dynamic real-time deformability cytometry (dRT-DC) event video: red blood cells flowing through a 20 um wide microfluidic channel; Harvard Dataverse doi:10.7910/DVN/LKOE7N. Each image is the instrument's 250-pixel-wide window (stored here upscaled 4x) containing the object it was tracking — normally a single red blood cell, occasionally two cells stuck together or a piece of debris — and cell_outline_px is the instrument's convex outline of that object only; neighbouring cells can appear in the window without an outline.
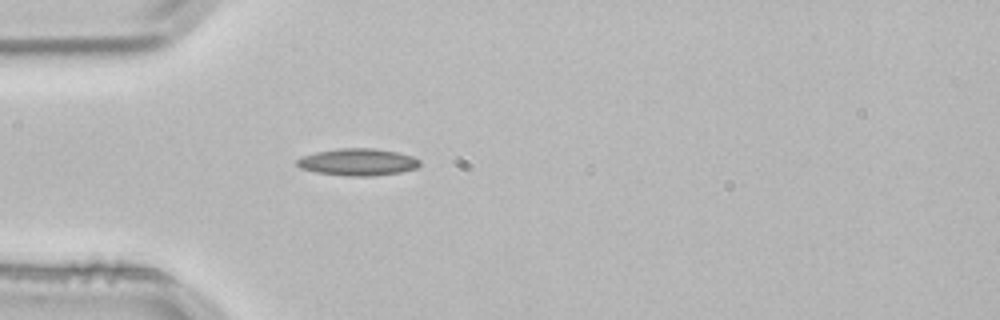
{"species": "common noctule bat (a hibernating species)", "species_latin": "Nyctalus noctula", "temperature_condition": "room temperature", "stored_images_in_passage": 3, "camera_frame_rate_fps": 3000, "um_per_image_px": 0.085, "animal": {"sex": "male", "body_mass_g": 21.5, "forearm_length_mm": 52.0}, "frame": {"image": 1, "passage_image": 3, "time_ms": 0.667, "image_size_px": [1000, 320], "cell_outline_px": [[420, 164], [416, 168], [400, 172], [372, 176], [344, 176], [316, 172], [300, 168], [296, 164], [296, 160], [304, 156], [316, 152], [340, 148], [372, 148], [396, 152], [412, 156], [420, 160]], "centroid_in_image_um": [30.4, 13.78], "position_along_channel_um": 54.6, "area_um2": 19.25}}